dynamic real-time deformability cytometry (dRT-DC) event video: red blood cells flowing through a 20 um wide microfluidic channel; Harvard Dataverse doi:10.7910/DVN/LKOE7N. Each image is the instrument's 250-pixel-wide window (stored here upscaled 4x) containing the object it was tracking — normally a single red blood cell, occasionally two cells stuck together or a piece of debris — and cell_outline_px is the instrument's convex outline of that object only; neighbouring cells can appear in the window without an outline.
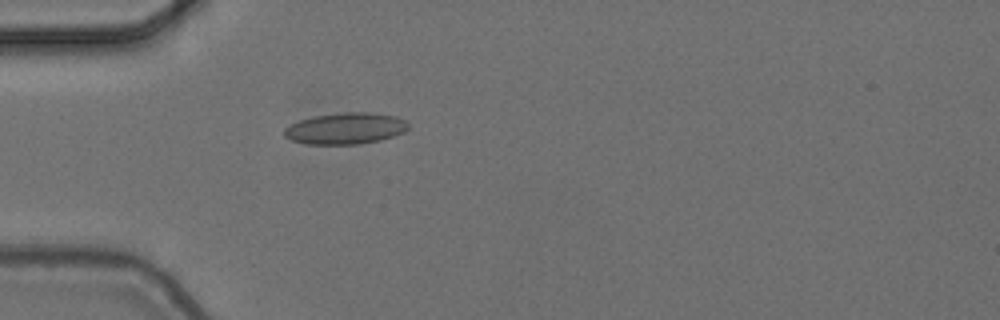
{"species": "common noctule bat (a hibernating species)", "species_latin": "Nyctalus noctula", "temperature_condition": "cold", "stored_images_in_passage": 1, "camera_frame_rate_fps": 3000, "um_per_image_px": 0.085, "animal": {"sex": "female", "body_mass_g": 24.6, "forearm_length_mm": 56.2}, "frame": {"image": 1, "passage_image": 1, "time_ms": 0.0, "image_size_px": [1000, 320], "cell_outline_px": [[408, 128], [404, 132], [380, 140], [360, 144], [304, 144], [292, 140], [284, 136], [284, 128], [300, 120], [312, 116], [344, 112], [368, 112], [396, 116], [404, 120], [408, 124]], "centroid_in_image_um": [29.36, 10.92], "position_along_channel_um": 55.6, "area_um2": 22.66}}